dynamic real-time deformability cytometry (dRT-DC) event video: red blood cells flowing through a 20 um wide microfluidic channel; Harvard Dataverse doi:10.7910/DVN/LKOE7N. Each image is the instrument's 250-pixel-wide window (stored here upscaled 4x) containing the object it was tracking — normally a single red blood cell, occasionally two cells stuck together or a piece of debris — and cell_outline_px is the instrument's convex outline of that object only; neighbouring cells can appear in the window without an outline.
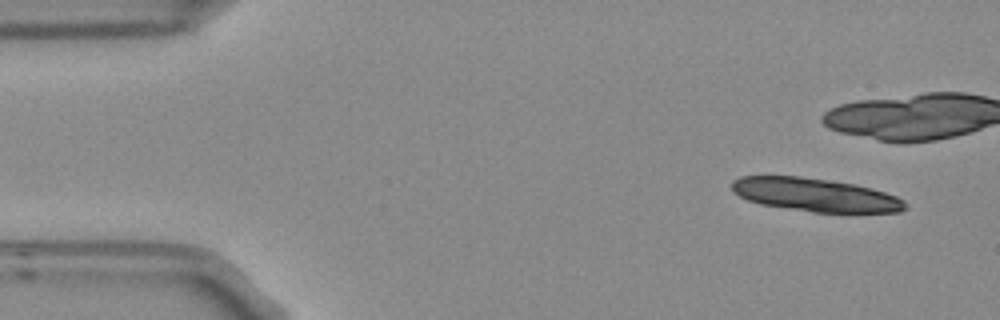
{"species": "Egyptian fruit bat (a non-hibernating species)", "species_latin": "Rousettus aegyptiacus", "temperature_condition": "room temperature", "stored_images_in_passage": 11, "camera_frame_rate_fps": 3000, "um_per_image_px": 0.085, "frame": {"image": 1, "passage_image": 1, "time_ms": 0.0, "image_size_px": [1000, 320], "cell_outline_px": [[908, 208], [900, 212], [812, 212], [760, 204], [748, 200], [732, 192], [732, 180], [740, 176], [800, 176], [856, 184], [872, 188], [896, 196], [904, 200], [908, 204]], "centroid_in_image_um": [69.31, 16.56], "position_along_channel_um": 15.7, "area_um2": 33.76}}
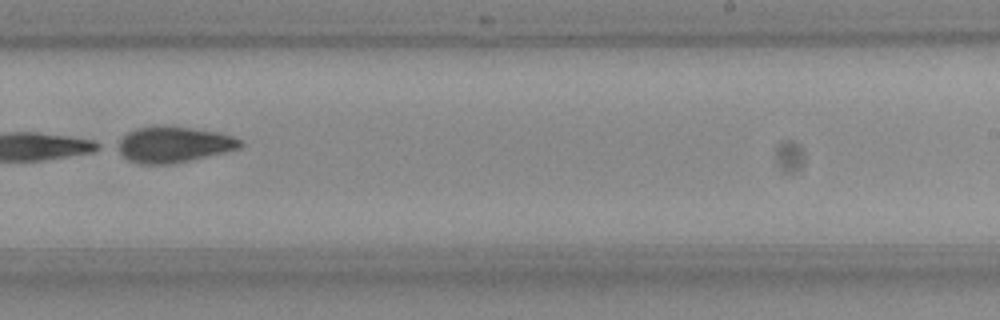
{"frame": {"image": 2, "passage_image": 10, "time_ms": 3.0, "image_size_px": [1000, 320], "cell_outline_px": [[244, 144], [240, 148], [224, 152], [172, 164], [140, 164], [128, 160], [112, 148], [112, 144], [128, 132], [136, 128], [152, 124], [192, 128], [216, 132], [232, 136], [240, 140]], "centroid_in_image_um": [14.64, 12.27], "position_along_channel_um": 274.4, "area_um2": 26.13}}